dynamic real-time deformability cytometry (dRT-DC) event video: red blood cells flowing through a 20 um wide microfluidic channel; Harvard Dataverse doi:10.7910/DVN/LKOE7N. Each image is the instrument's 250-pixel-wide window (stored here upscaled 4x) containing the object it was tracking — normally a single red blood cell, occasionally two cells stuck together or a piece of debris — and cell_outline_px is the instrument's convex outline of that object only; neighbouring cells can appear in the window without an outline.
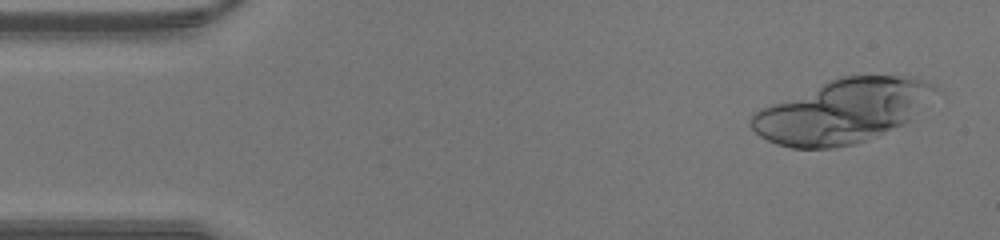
{"species": "human", "species_latin": "Homo sapiens", "temperature_condition": "warm", "stored_images_in_passage": 14, "camera_frame_rate_fps": 3000, "um_per_image_px": 0.085, "donor": {"sex": "male"}, "frame": {"image": 1, "passage_image": 2, "time_ms": 0.333, "image_size_px": [1000, 240], "cell_outline_px": [[932, 88], [908, 120], [904, 124], [864, 140], [852, 144], [832, 148], [792, 148], [776, 144], [760, 136], [752, 128], [752, 116], [760, 108], [840, 76], [896, 76], [924, 80], [932, 84]], "centroid_in_image_um": [71.47, 9.47], "position_along_channel_um": 13.5, "area_um2": 65.66}}